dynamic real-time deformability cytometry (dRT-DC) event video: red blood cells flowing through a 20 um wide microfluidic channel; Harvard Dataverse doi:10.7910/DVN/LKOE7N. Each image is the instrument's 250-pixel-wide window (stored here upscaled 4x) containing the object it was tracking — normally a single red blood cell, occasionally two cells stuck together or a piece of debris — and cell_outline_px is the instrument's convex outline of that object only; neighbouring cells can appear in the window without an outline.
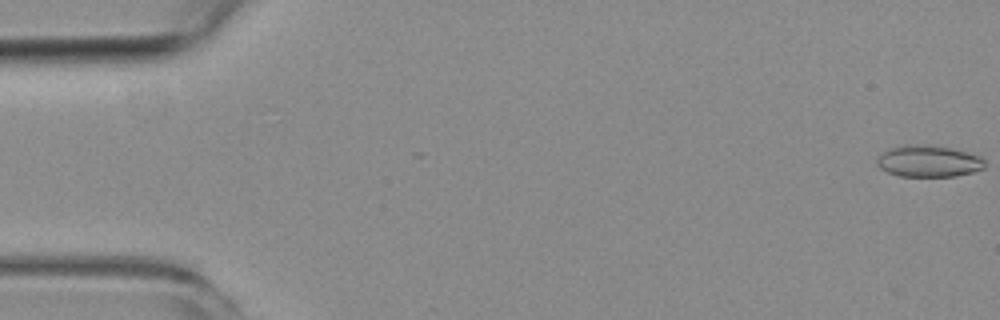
{"species": "common noctule bat (a hibernating species)", "species_latin": "Nyctalus noctula", "temperature_condition": "room temperature", "stored_images_in_passage": 6, "camera_frame_rate_fps": 3000, "um_per_image_px": 0.085, "animal": {"sex": "female", "body_mass_g": 19.3, "forearm_length_mm": 54.1}, "frame": {"image": 1, "passage_image": 1, "time_ms": 0.0, "image_size_px": [1000, 320], "cell_outline_px": [[984, 168], [972, 172], [956, 176], [900, 176], [888, 172], [880, 168], [876, 164], [876, 156], [888, 148], [904, 144], [908, 144], [952, 148], [980, 156], [984, 160]], "centroid_in_image_um": [78.87, 13.7], "position_along_channel_um": 6.1, "area_um2": 19.83}}
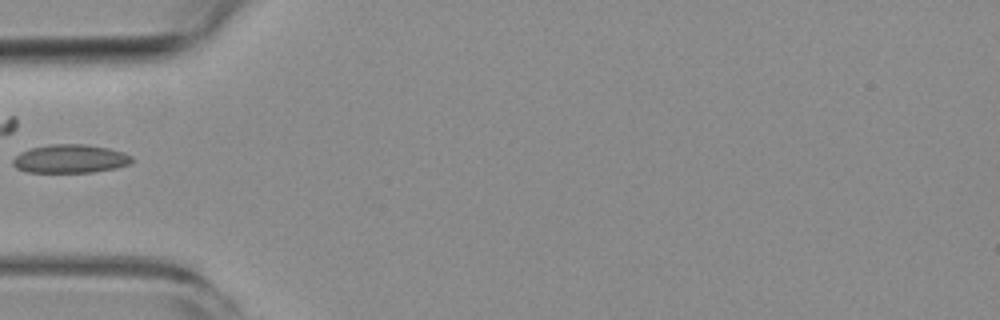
{"frame": {"image": 2, "passage_image": 6, "time_ms": 6.0, "image_size_px": [1000, 320], "cell_outline_px": [[132, 164], [116, 168], [92, 172], [28, 172], [16, 168], [12, 164], [12, 160], [20, 152], [32, 148], [48, 144], [88, 144], [108, 148], [124, 152], [132, 156]], "centroid_in_image_um": [5.99, 13.49], "position_along_channel_um": 79.0, "area_um2": 19.88}}